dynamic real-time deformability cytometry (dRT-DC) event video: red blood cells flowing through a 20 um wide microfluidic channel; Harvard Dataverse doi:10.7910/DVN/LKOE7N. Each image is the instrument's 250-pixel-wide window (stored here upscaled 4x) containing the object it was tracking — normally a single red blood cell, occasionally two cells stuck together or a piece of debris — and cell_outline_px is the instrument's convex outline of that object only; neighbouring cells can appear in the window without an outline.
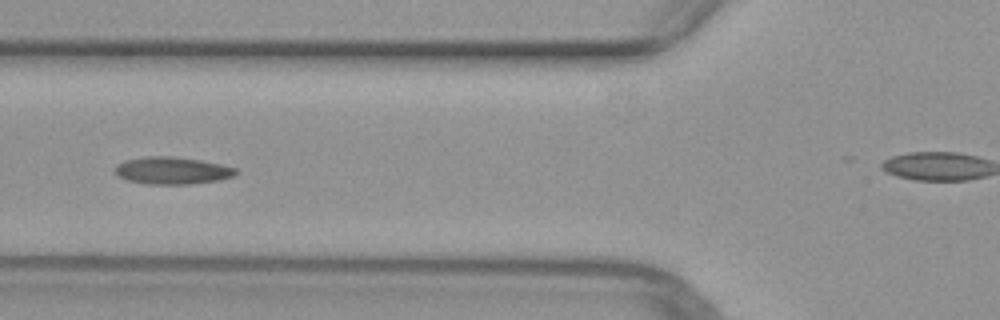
{"species": "common noctule bat (a hibernating species)", "species_latin": "Nyctalus noctula", "temperature_condition": "warm", "stored_images_in_passage": 19, "camera_frame_rate_fps": 3000, "um_per_image_px": 0.085, "animal": {"sex": "female", "body_mass_g": 29.2, "forearm_length_mm": 56.3}, "frame": {"image": 1, "passage_image": 19, "time_ms": 6.0, "image_size_px": [1000, 320], "cell_outline_px": [[236, 176], [220, 180], [192, 184], [144, 184], [128, 180], [116, 176], [116, 164], [124, 160], [148, 156], [172, 156], [200, 160], [220, 164], [236, 168]], "centroid_in_image_um": [14.63, 14.5], "position_along_channel_um": 111.2, "area_um2": 19.31}}